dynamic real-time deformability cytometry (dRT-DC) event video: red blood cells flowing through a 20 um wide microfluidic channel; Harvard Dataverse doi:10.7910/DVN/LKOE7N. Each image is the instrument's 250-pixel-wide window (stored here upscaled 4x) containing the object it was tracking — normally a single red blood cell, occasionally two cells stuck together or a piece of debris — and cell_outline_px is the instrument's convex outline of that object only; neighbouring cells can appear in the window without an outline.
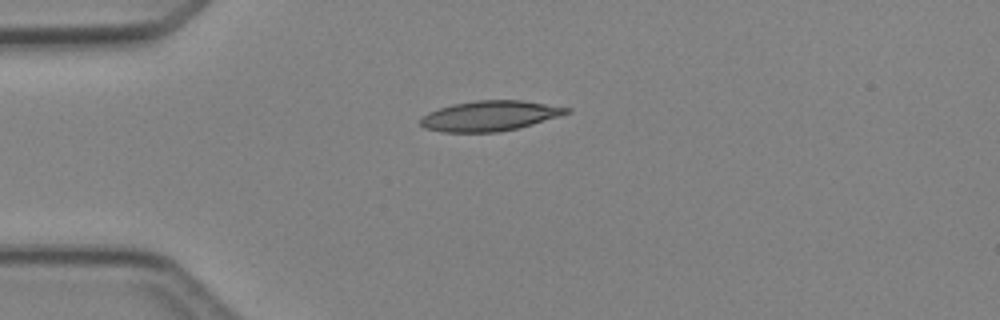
{"species": "Egyptian fruit bat (a non-hibernating species)", "species_latin": "Rousettus aegyptiacus", "temperature_condition": "cold", "stored_images_in_passage": 2, "camera_frame_rate_fps": 3000, "um_per_image_px": 0.085, "animal": {"sex": "female"}, "frame": {"image": 1, "passage_image": 1, "time_ms": 0.0, "image_size_px": [1000, 320], "cell_outline_px": [[572, 108], [568, 112], [560, 116], [532, 124], [500, 132], [440, 132], [424, 128], [420, 124], [420, 120], [428, 112], [452, 104], [476, 100], [520, 100]], "centroid_in_image_um": [41.61, 9.85], "position_along_channel_um": 43.4, "area_um2": 25.55}}
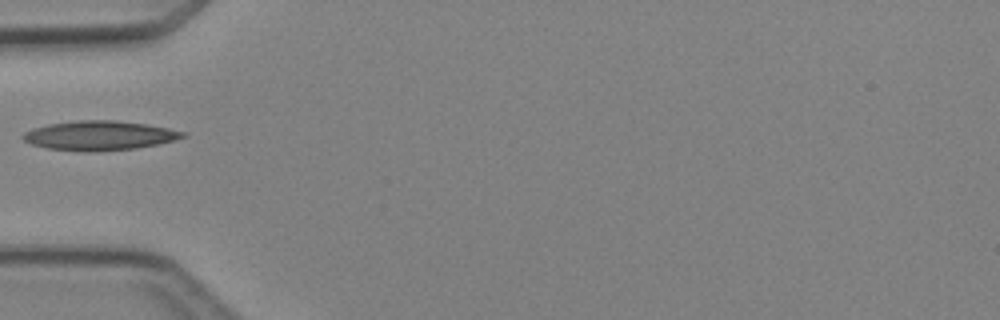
{"frame": {"image": 2, "passage_image": 2, "time_ms": 1.333, "image_size_px": [1000, 320], "cell_outline_px": [[188, 136], [156, 144], [136, 148], [96, 152], [84, 152], [48, 148], [32, 144], [24, 140], [20, 136], [24, 132], [32, 128], [48, 124], [76, 120], [116, 120], [148, 124], [168, 128], [184, 132]], "centroid_in_image_um": [8.42, 11.52], "position_along_channel_um": 76.6, "area_um2": 27.46}}